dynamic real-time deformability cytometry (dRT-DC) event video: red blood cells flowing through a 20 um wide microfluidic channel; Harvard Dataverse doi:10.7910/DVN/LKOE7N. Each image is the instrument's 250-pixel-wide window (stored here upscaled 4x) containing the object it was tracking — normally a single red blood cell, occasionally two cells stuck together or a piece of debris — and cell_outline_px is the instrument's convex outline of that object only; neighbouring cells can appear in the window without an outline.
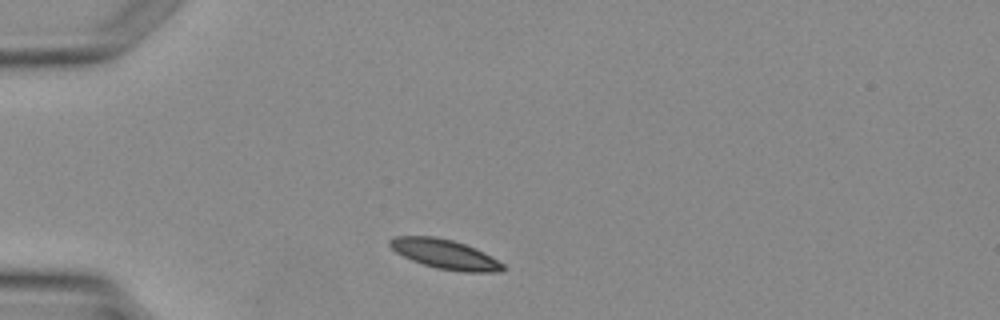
{"species": "Egyptian fruit bat (a non-hibernating species)", "species_latin": "Rousettus aegyptiacus", "temperature_condition": "warm", "stored_images_in_passage": 1, "camera_frame_rate_fps": 3000, "um_per_image_px": 0.085, "animal": {"sex": "female"}, "frame": {"image": 1, "passage_image": 1, "time_ms": 0.0, "image_size_px": [1000, 320], "cell_outline_px": [[508, 268], [500, 272], [464, 272], [436, 268], [412, 260], [396, 252], [388, 244], [388, 240], [396, 236], [436, 236], [452, 240], [476, 248], [484, 252], [504, 264]], "centroid_in_image_um": [37.85, 21.61], "position_along_channel_um": 47.1, "area_um2": 19.48}}